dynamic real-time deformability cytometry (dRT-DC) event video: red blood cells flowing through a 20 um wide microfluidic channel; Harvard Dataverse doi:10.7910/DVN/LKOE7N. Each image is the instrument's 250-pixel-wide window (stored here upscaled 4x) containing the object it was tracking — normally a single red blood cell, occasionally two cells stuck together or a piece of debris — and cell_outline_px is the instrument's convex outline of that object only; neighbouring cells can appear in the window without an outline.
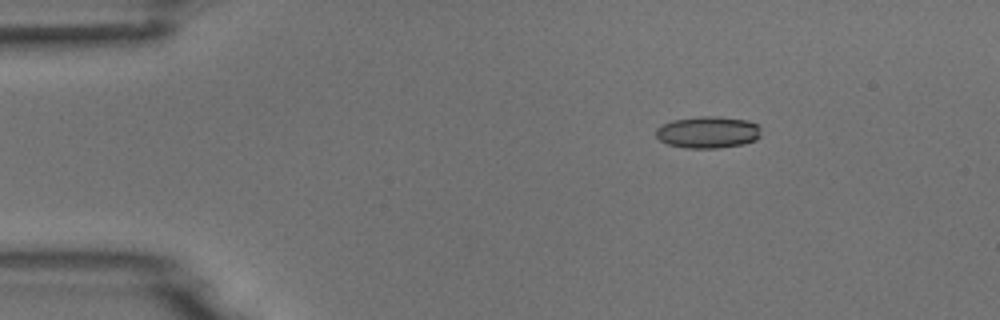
{"species": "common noctule bat (a hibernating species)", "species_latin": "Nyctalus noctula", "temperature_condition": "room temperature", "stored_images_in_passage": 3, "camera_frame_rate_fps": 3000, "um_per_image_px": 0.085, "animal": {"sex": "male", "body_mass_g": 18.8}, "frame": {"image": 1, "passage_image": 1, "time_ms": 0.0, "image_size_px": [1000, 320], "cell_outline_px": [[760, 136], [756, 140], [744, 144], [716, 148], [684, 148], [668, 144], [660, 140], [656, 136], [656, 128], [672, 120], [700, 116], [720, 116], [748, 120], [756, 124], [760, 128]], "centroid_in_image_um": [60.18, 11.24], "position_along_channel_um": 24.8, "area_um2": 19.59}}